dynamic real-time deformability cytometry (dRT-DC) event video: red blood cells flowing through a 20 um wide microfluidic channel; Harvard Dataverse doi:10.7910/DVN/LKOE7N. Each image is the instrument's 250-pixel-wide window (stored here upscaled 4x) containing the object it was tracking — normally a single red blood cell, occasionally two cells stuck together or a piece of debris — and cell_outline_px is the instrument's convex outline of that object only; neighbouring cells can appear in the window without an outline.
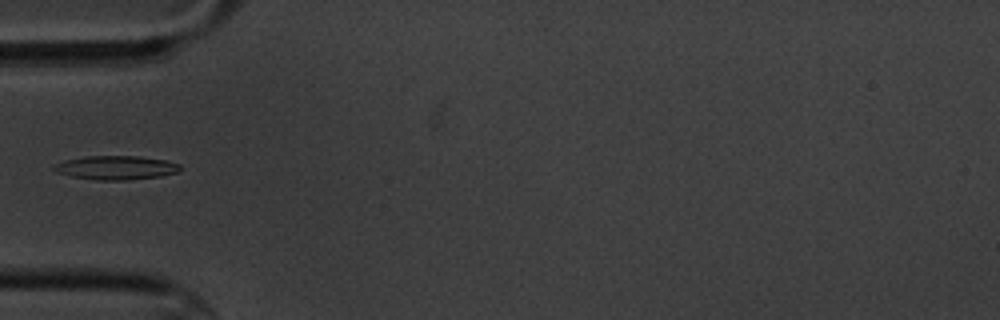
{"species": "common noctule bat (a hibernating species)", "species_latin": "Nyctalus noctula", "temperature_condition": "cold", "stored_images_in_passage": 15, "camera_frame_rate_fps": 3000, "um_per_image_px": 0.085, "animal": {"sex": "male", "body_mass_g": 20.1, "forearm_length_mm": 53.5}, "frame": {"image": 1, "passage_image": 5, "time_ms": 5.667, "image_size_px": [1000, 320], "cell_outline_px": [[180, 168], [176, 172], [160, 176], [128, 180], [96, 180], [72, 176], [56, 172], [52, 168], [52, 164], [64, 160], [88, 156], [140, 156], [164, 160], [180, 164]], "centroid_in_image_um": [9.81, 14.25], "position_along_channel_um": 75.2, "area_um2": 17.51}}
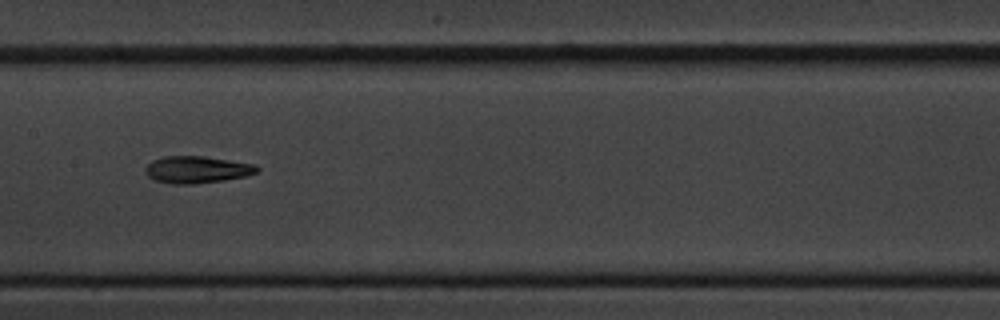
{"frame": {"image": 2, "passage_image": 8, "time_ms": 9.0, "image_size_px": [1000, 320], "cell_outline_px": [[260, 168], [256, 172], [244, 176], [224, 180], [192, 184], [172, 184], [156, 180], [148, 176], [144, 172], [144, 168], [152, 160], [164, 156], [204, 156], [256, 164]], "centroid_in_image_um": [16.72, 14.41], "position_along_channel_um": 190.7, "area_um2": 17.57}}
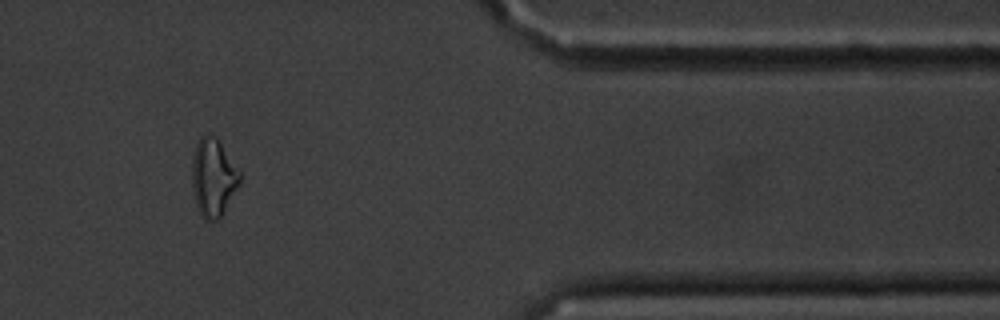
{"frame": {"image": 3, "passage_image": 13, "time_ms": 15.667, "image_size_px": [1000, 320], "cell_outline_px": [[240, 184], [220, 216], [216, 220], [204, 220], [200, 216], [196, 204], [192, 188], [192, 156], [196, 144], [200, 136], [204, 132], [208, 132], [216, 136], [240, 172]], "centroid_in_image_um": [18.09, 15.04], "position_along_channel_um": 393.3, "area_um2": 21.79}, "authors_computed_cell_mechanics": {"area_um2": 17.5134, "velocity_mm_per_s": 3.4371, "shape_relaxation_time_tau1_ms": null, "shape_relaxation_time_tau2_ms": 9.4146, "deformation_change_tau1": null, "deformation_change_tau2": 0.2073}}